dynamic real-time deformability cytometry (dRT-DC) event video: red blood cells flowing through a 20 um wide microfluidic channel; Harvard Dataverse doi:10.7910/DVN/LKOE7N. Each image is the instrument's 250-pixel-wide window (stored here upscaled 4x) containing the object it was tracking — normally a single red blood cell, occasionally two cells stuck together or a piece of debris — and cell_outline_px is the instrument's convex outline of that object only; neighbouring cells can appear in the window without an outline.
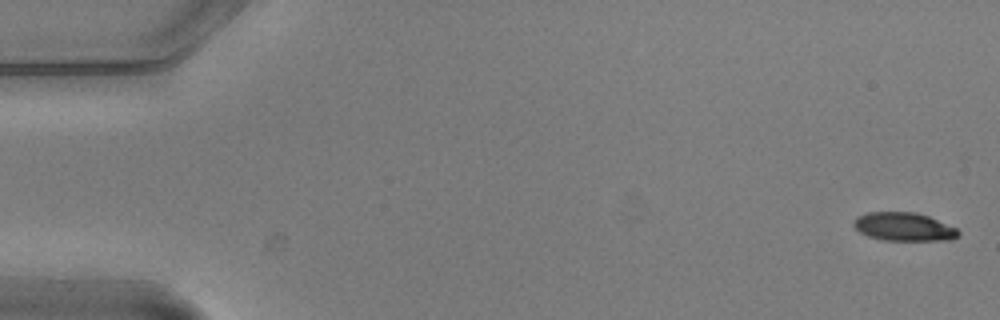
{"species": "common noctule bat (a hibernating species)", "species_latin": "Nyctalus noctula", "temperature_condition": "warm", "stored_images_in_passage": 6, "camera_frame_rate_fps": 3000, "um_per_image_px": 0.085, "animal": {"sex": "male", "body_mass_g": 20.5, "forearm_length_mm": 52.5}, "frame": {"image": 1, "passage_image": 1, "time_ms": 0.0, "image_size_px": [1000, 320], "cell_outline_px": [[960, 236], [952, 240], [884, 240], [868, 236], [860, 232], [852, 224], [852, 220], [856, 216], [868, 212], [916, 212], [928, 216], [956, 228], [960, 232]], "centroid_in_image_um": [76.81, 19.27], "position_along_channel_um": 8.2, "area_um2": 17.4}}